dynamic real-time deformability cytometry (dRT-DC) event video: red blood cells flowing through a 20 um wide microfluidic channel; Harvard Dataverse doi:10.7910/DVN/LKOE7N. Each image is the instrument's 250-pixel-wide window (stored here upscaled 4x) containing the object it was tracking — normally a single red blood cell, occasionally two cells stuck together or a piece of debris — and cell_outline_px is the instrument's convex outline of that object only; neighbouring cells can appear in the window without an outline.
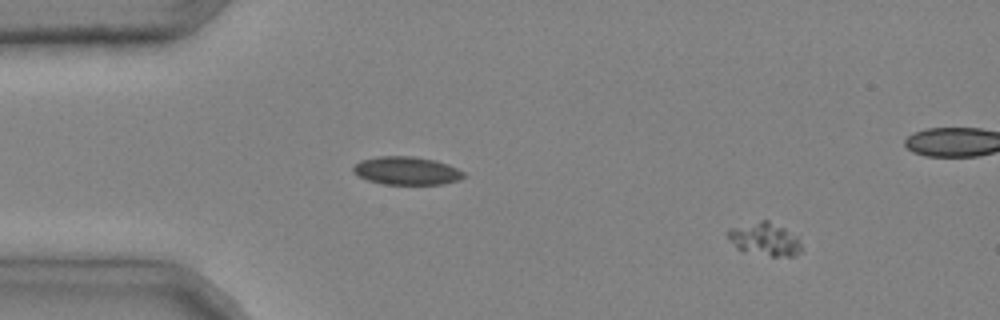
{"species": "common noctule bat (a hibernating species)", "species_latin": "Nyctalus noctula", "temperature_condition": "cold", "stored_images_in_passage": 4, "camera_frame_rate_fps": 3000, "um_per_image_px": 0.085, "animal": {"sex": "male", "body_mass_g": 20.4}, "frame": {"image": 1, "passage_image": 1, "time_ms": 0.0, "image_size_px": [1000, 320], "cell_outline_px": [[800, 252], [796, 256], [772, 256], [736, 248], [728, 236], [728, 228], [760, 220], [768, 220], [784, 228], [796, 236], [800, 240]], "centroid_in_image_um": [65.01, 20.31], "position_along_channel_um": 20.0, "area_um2": 13.87}}